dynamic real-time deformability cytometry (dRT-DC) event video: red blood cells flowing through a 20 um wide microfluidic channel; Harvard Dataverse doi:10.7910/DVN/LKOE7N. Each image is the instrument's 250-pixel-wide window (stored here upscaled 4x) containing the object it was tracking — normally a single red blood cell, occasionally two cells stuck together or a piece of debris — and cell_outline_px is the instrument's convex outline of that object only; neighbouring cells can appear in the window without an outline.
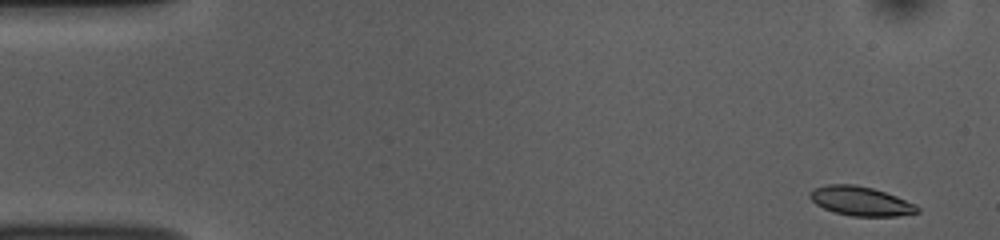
{"species": "common noctule bat (a hibernating species)", "species_latin": "Nyctalus noctula", "temperature_condition": "room temperature", "stored_images_in_passage": 51, "camera_frame_rate_fps": 3000, "um_per_image_px": 0.085, "animal": {"sex": "female", "body_mass_g": 10.0, "forearm_length_mm": 53.1}, "frame": {"image": 1, "passage_image": 1, "time_ms": 0.0, "image_size_px": [1000, 240], "cell_outline_px": [[920, 212], [896, 216], [852, 216], [836, 212], [824, 208], [816, 204], [808, 196], [808, 192], [812, 188], [828, 184], [856, 184], [872, 188], [896, 196], [916, 204], [920, 208]], "centroid_in_image_um": [73.14, 17.08], "position_along_channel_um": 11.9, "area_um2": 18.32}}
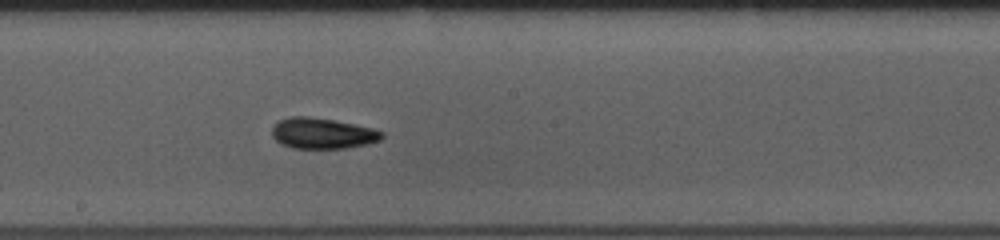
{"frame": {"image": 2, "passage_image": 27, "time_ms": 8.667, "image_size_px": [1000, 240], "cell_outline_px": [[384, 136], [380, 140], [368, 144], [348, 148], [292, 148], [276, 140], [272, 136], [272, 128], [280, 120], [288, 116], [308, 116], [356, 124], [372, 128], [384, 132]], "centroid_in_image_um": [27.44, 11.33], "position_along_channel_um": 220.8, "area_um2": 19.71}}
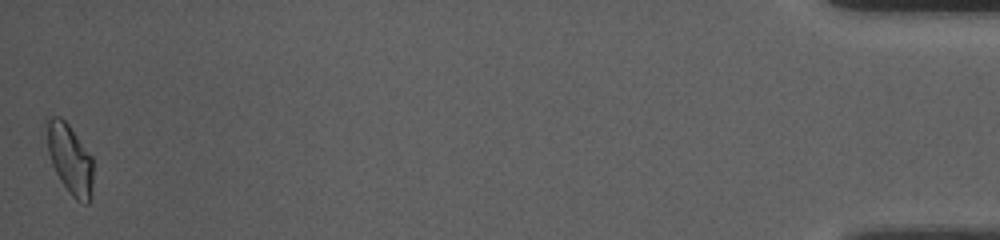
{"frame": {"image": 3, "passage_image": 51, "time_ms": 16.667, "image_size_px": [1000, 240], "cell_outline_px": [[92, 196], [88, 204], [84, 204], [76, 200], [72, 196], [60, 180], [52, 164], [48, 152], [44, 124], [44, 116], [60, 116], [68, 124], [92, 156]], "centroid_in_image_um": [5.9, 13.47], "position_along_channel_um": 429.3, "area_um2": 19.25}, "authors_computed_cell_mechanics": {"area_um2": 18.785, "velocity_mm_per_s": 3.7661, "shape_relaxation_time_tau1_ms": 2.7327, "shape_relaxation_time_tau2_ms": 3.5474, "deformation_change_tau1": 0.1186, "deformation_change_tau2": 0.11}}